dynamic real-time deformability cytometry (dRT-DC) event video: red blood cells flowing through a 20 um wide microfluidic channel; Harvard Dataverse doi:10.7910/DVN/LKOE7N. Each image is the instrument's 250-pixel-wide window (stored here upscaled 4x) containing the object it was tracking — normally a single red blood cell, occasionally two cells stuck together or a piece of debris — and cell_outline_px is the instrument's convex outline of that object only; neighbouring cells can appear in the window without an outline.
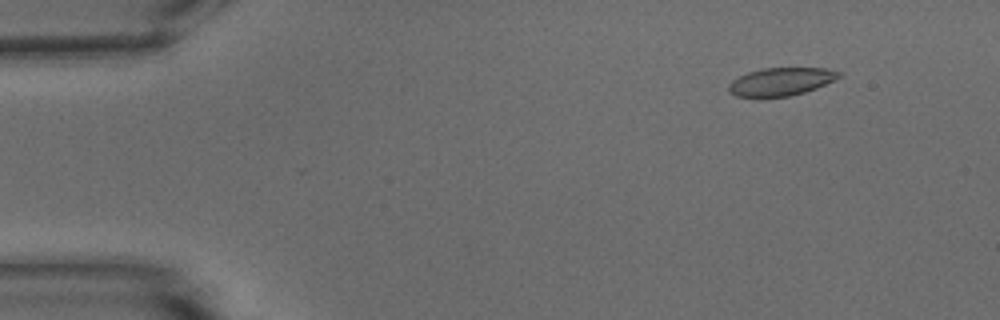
{"species": "common noctule bat (a hibernating species)", "species_latin": "Nyctalus noctula", "temperature_condition": "warm", "stored_images_in_passage": 52, "camera_frame_rate_fps": 3000, "um_per_image_px": 0.085, "animal": {"sex": "male", "body_mass_g": 15.6}, "frame": {"image": 1, "passage_image": 4, "time_ms": 1.0, "image_size_px": [1000, 320], "cell_outline_px": [[840, 76], [816, 88], [804, 92], [788, 96], [736, 96], [728, 92], [728, 84], [732, 80], [748, 72], [764, 68], [824, 68], [840, 72]], "centroid_in_image_um": [66.34, 6.93], "position_along_channel_um": 18.7, "area_um2": 17.57}}
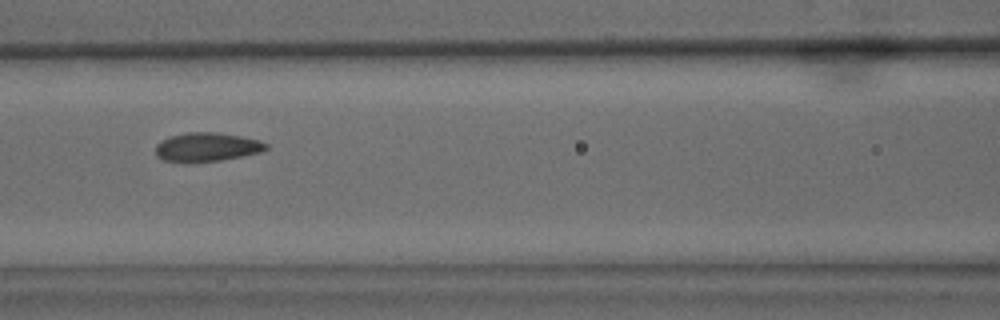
{"frame": {"image": 2, "passage_image": 22, "time_ms": 7.0, "image_size_px": [1000, 320], "cell_outline_px": [[268, 148], [260, 152], [220, 160], [192, 164], [184, 164], [164, 160], [156, 156], [156, 144], [160, 140], [172, 136], [188, 132], [220, 132], [260, 140], [268, 144]], "centroid_in_image_um": [17.54, 12.52], "position_along_channel_um": 149.1, "area_um2": 18.96}}
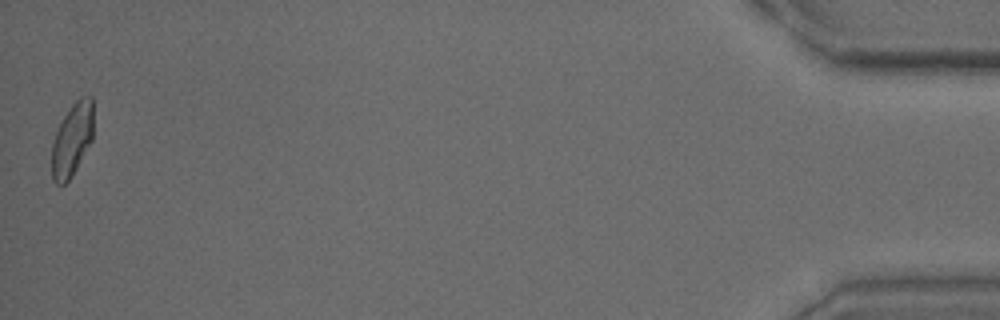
{"frame": {"image": 3, "passage_image": 52, "time_ms": 17.0, "image_size_px": [1000, 320], "cell_outline_px": [[92, 140], [72, 176], [64, 184], [56, 184], [52, 180], [52, 140], [64, 116], [72, 104], [80, 96], [92, 96]], "centroid_in_image_um": [6.12, 11.87], "position_along_channel_um": 429.1, "area_um2": 17.57}, "authors_computed_cell_mechanics": {"area_um2": 18.4382, "velocity_mm_per_s": 3.7294, "shape_relaxation_time_tau1_ms": null, "shape_relaxation_time_tau2_ms": 1.2387, "deformation_change_tau1": null, "deformation_change_tau2": 0.0608}}